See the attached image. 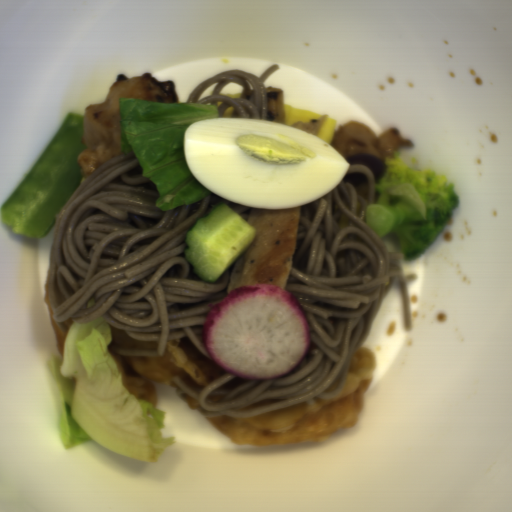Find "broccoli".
Listing matches in <instances>:
<instances>
[{"label": "broccoli", "mask_w": 512, "mask_h": 512, "mask_svg": "<svg viewBox=\"0 0 512 512\" xmlns=\"http://www.w3.org/2000/svg\"><path fill=\"white\" fill-rule=\"evenodd\" d=\"M374 183V202L365 208L366 224L385 240L393 233L405 260H418L453 220L460 196L451 181L428 169H414L398 153L386 158Z\"/></svg>", "instance_id": "1"}]
</instances>
